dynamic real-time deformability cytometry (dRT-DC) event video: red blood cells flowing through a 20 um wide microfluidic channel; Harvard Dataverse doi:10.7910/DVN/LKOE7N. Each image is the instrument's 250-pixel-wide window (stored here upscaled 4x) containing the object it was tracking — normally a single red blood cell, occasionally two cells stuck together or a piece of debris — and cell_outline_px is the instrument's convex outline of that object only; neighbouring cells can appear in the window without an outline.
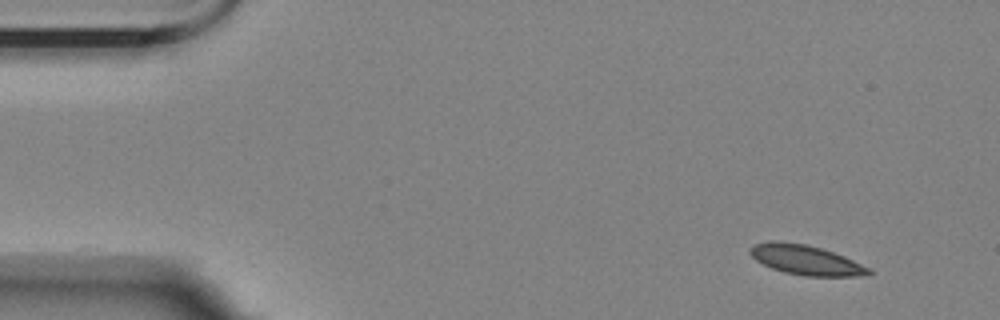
{"species": "Egyptian fruit bat (a non-hibernating species)", "species_latin": "Rousettus aegyptiacus", "temperature_condition": "room temperature", "stored_images_in_passage": 4, "camera_frame_rate_fps": 3000, "um_per_image_px": 0.085, "animal": {"sex": "female"}, "frame": {"image": 1, "passage_image": 1, "time_ms": 0.0, "image_size_px": [1000, 320], "cell_outline_px": [[872, 272], [868, 276], [804, 276], [784, 272], [772, 268], [756, 260], [748, 252], [748, 248], [752, 244], [768, 240], [780, 240], [808, 244], [844, 256], [868, 268]], "centroid_in_image_um": [68.42, 22.07], "position_along_channel_um": 16.6, "area_um2": 20.75}}
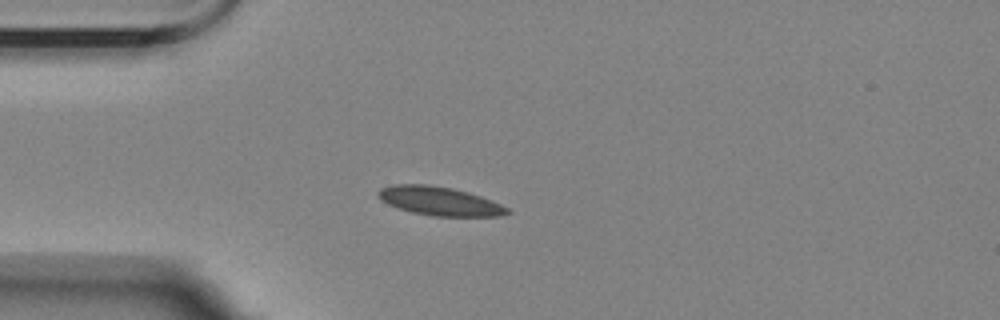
{"frame": {"image": 2, "passage_image": 4, "time_ms": 3.333, "image_size_px": [1000, 320], "cell_outline_px": [[512, 212], [500, 216], [432, 216], [412, 212], [396, 208], [380, 200], [376, 196], [376, 192], [380, 188], [396, 184], [424, 184], [452, 188], [468, 192], [480, 196], [500, 204], [508, 208]], "centroid_in_image_um": [37.31, 17.09], "position_along_channel_um": 47.7, "area_um2": 21.68}}